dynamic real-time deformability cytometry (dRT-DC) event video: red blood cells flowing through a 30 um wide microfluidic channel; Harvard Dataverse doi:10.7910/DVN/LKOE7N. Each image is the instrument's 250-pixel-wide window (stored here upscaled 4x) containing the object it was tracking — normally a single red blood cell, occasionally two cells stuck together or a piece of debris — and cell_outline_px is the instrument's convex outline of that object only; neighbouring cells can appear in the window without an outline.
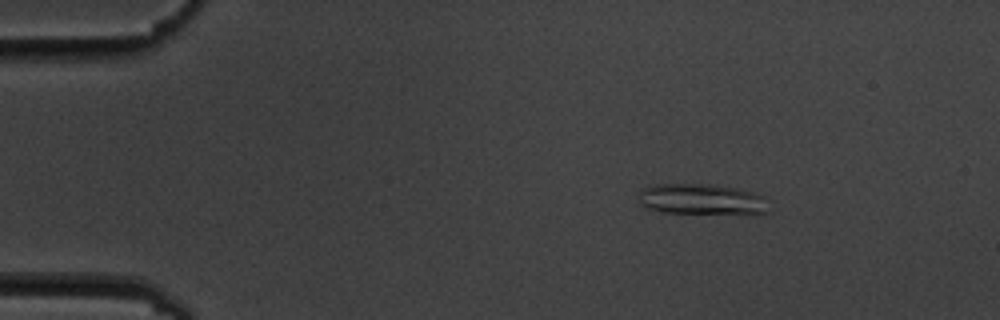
{"species": "common noctule bat (a hibernating species)", "species_latin": "Nyctalus noctula", "temperature_condition": "cold", "stored_images_in_passage": 5, "camera_frame_rate_fps": 3000, "um_per_image_px": 0.085, "animal": {"sex": "male", "body_mass_g": 19.5, "forearm_length_mm": 54.6}, "frame": {"image": 1, "passage_image": 3, "time_ms": 2.333, "image_size_px": [1000, 320], "cell_outline_px": [[768, 212], [664, 212], [644, 208], [640, 204], [640, 192], [644, 188], [652, 184], [716, 184], [736, 188], [752, 192], [764, 196]], "centroid_in_image_um": [59.56, 16.9], "position_along_channel_um": 25.4, "area_um2": 22.72}}